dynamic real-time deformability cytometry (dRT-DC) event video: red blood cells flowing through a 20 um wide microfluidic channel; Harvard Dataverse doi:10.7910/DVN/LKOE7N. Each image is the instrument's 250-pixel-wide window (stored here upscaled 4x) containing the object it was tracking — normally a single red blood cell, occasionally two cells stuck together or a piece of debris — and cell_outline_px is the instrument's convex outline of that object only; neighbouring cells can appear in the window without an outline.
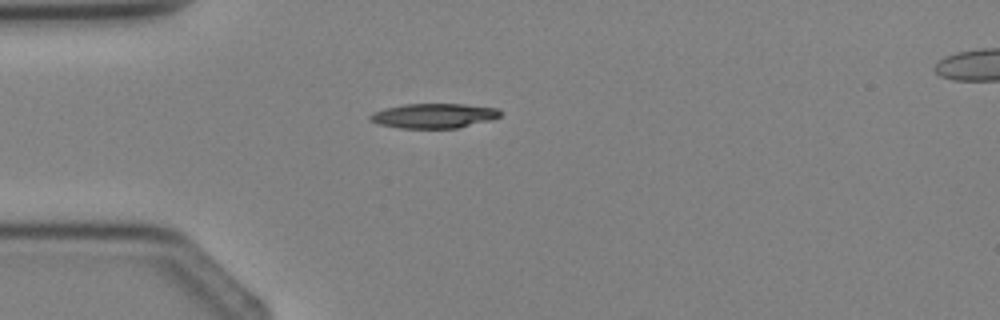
{"species": "Egyptian fruit bat (a non-hibernating species)", "species_latin": "Rousettus aegyptiacus", "temperature_condition": "cold", "stored_images_in_passage": 4, "segment_of_instrument_passage": [1, 2], "camera_frame_rate_fps": 3000, "um_per_image_px": 0.085, "animal": {"sex": "female"}, "frame": {"image": 1, "passage_image": 3, "time_ms": 2.333, "image_size_px": [1000, 320], "cell_outline_px": [[500, 116], [492, 120], [456, 128], [400, 128], [380, 124], [368, 120], [368, 116], [372, 112], [384, 108], [404, 104], [464, 104], [500, 108]], "centroid_in_image_um": [36.86, 9.83], "position_along_channel_um": 48.1, "area_um2": 18.84}}